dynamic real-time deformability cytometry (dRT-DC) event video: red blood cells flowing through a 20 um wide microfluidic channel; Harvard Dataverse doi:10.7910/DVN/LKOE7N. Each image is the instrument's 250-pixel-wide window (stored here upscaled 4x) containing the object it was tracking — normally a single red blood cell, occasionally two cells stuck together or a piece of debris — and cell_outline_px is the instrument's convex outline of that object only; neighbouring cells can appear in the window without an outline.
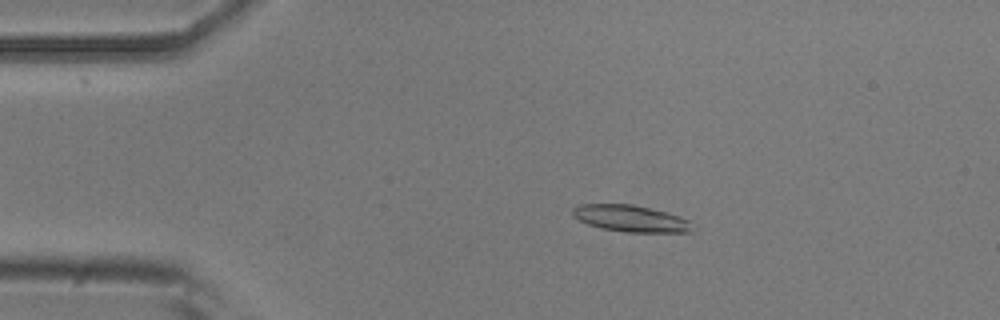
{"species": "common noctule bat (a hibernating species)", "species_latin": "Nyctalus noctula", "temperature_condition": "room temperature", "stored_images_in_passage": 47, "camera_frame_rate_fps": 3000, "um_per_image_px": 0.085, "animal": {"sex": "male", "body_mass_g": 20.5, "forearm_length_mm": 52.5}, "frame": {"image": 1, "passage_image": 9, "time_ms": 2.667, "image_size_px": [1000, 320], "cell_outline_px": [[692, 232], [624, 232], [600, 228], [588, 224], [572, 216], [572, 208], [580, 204], [632, 204], [680, 216], [688, 220]], "centroid_in_image_um": [53.55, 18.57], "position_along_channel_um": 31.5, "area_um2": 18.38}}
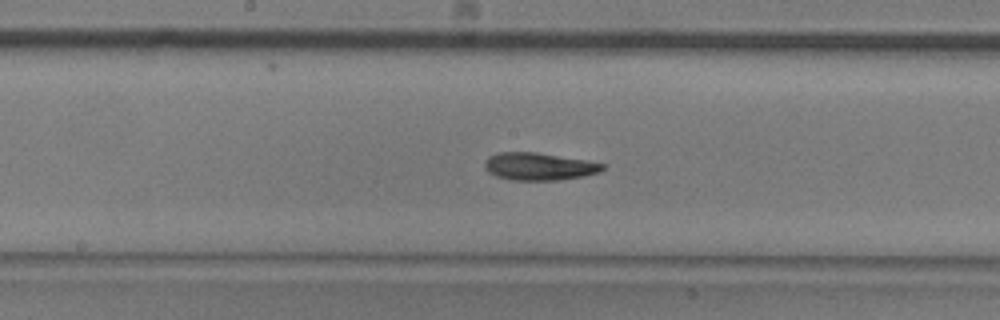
{"frame": {"image": 2, "passage_image": 26, "time_ms": 8.333, "image_size_px": [1000, 320], "cell_outline_px": [[604, 168], [600, 172], [584, 176], [560, 180], [512, 180], [496, 176], [488, 172], [484, 168], [484, 164], [488, 156], [496, 152], [536, 152], [584, 160], [604, 164]], "centroid_in_image_um": [45.77, 14.15], "position_along_channel_um": 202.4, "area_um2": 18.9}}
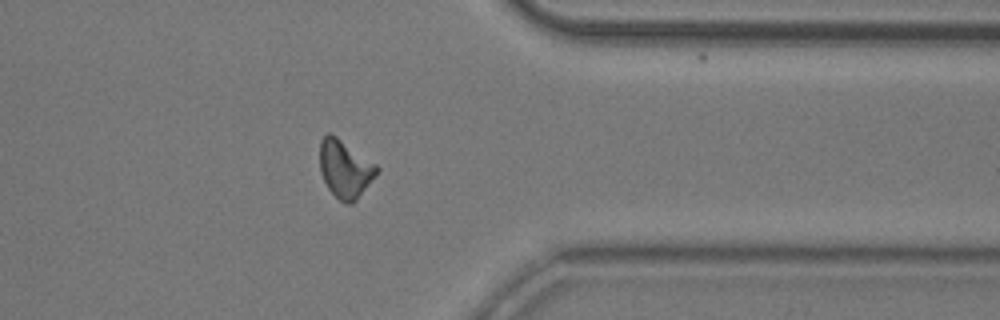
{"frame": {"image": 3, "passage_image": 41, "time_ms": 13.333, "image_size_px": [1000, 320], "cell_outline_px": [[380, 168], [356, 200], [352, 204], [344, 204], [328, 188], [320, 172], [320, 140], [328, 132], [332, 132], [376, 164]], "centroid_in_image_um": [29.3, 14.32], "position_along_channel_um": 382.1, "area_um2": 19.07}}